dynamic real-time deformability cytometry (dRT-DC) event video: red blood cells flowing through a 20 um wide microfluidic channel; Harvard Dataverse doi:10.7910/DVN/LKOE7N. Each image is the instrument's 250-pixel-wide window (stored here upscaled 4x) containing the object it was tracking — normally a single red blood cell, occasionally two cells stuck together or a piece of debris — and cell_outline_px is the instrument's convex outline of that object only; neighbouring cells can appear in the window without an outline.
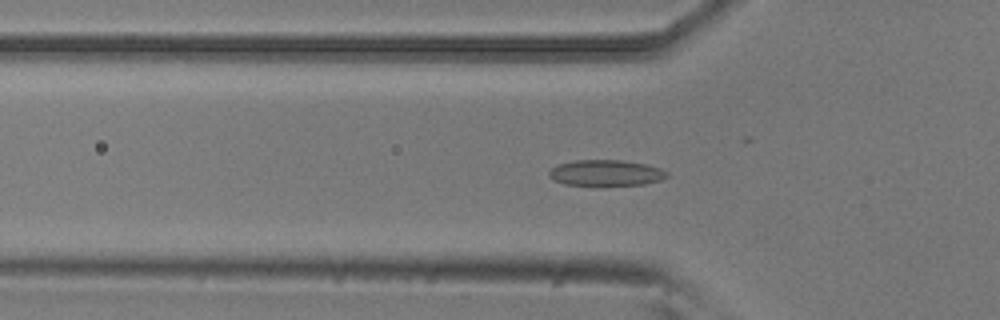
{"species": "common noctule bat (a hibernating species)", "species_latin": "Nyctalus noctula", "temperature_condition": "room temperature", "stored_images_in_passage": 54, "camera_frame_rate_fps": 3000, "um_per_image_px": 0.085, "animal": {"sex": "male", "body_mass_g": 20.5, "forearm_length_mm": 52.5}, "frame": {"image": 1, "passage_image": 17, "time_ms": 5.333, "image_size_px": [1000, 320], "cell_outline_px": [[668, 176], [660, 180], [644, 184], [564, 184], [548, 176], [548, 172], [556, 164], [576, 160], [620, 160], [644, 164], [660, 168], [668, 172]], "centroid_in_image_um": [51.49, 14.67], "position_along_channel_um": 74.3, "area_um2": 17.4}}
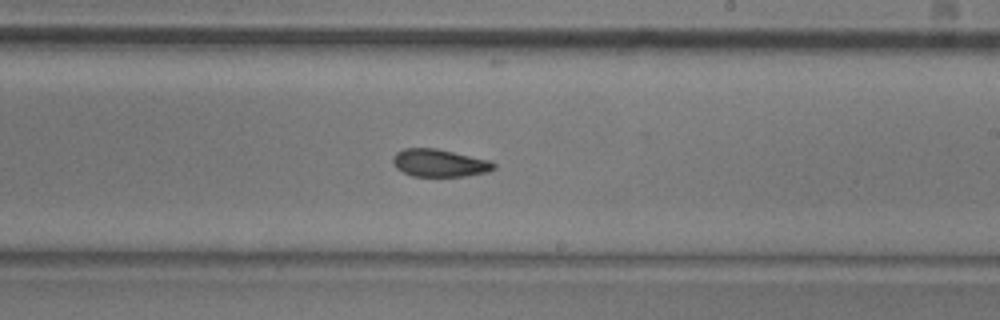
{"frame": {"image": 2, "passage_image": 31, "time_ms": 10.0, "image_size_px": [1000, 320], "cell_outline_px": [[496, 168], [488, 172], [464, 176], [412, 176], [396, 168], [392, 160], [392, 156], [396, 152], [404, 148], [436, 148], [492, 160], [496, 164]], "centroid_in_image_um": [37.38, 13.84], "position_along_channel_um": 251.6, "area_um2": 16.42}}
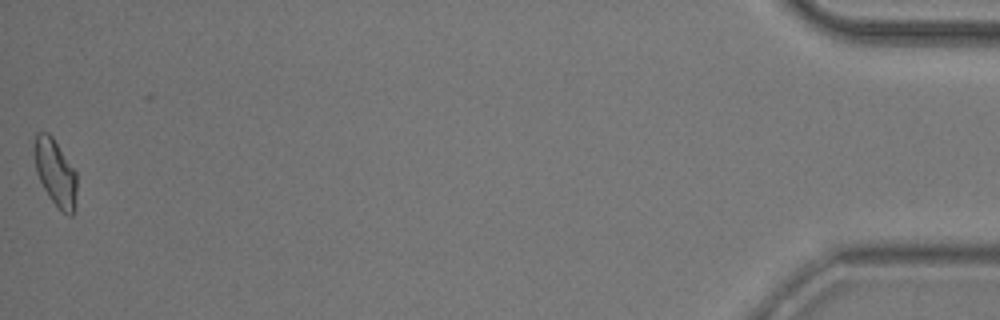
{"frame": {"image": 3, "passage_image": 53, "time_ms": 17.333, "image_size_px": [1000, 320], "cell_outline_px": [[76, 208], [72, 216], [68, 216], [48, 196], [36, 172], [32, 148], [36, 132], [48, 132], [52, 136], [76, 172]], "centroid_in_image_um": [4.69, 14.65], "position_along_channel_um": 430.5, "area_um2": 16.65}, "authors_computed_cell_mechanics": {"area_um2": 16.7909, "velocity_mm_per_s": 3.7831, "shape_relaxation_time_tau1_ms": 4.6927, "shape_relaxation_time_tau2_ms": 2.294, "deformation_change_tau1": 0.1202, "deformation_change_tau2": 0.0624}}